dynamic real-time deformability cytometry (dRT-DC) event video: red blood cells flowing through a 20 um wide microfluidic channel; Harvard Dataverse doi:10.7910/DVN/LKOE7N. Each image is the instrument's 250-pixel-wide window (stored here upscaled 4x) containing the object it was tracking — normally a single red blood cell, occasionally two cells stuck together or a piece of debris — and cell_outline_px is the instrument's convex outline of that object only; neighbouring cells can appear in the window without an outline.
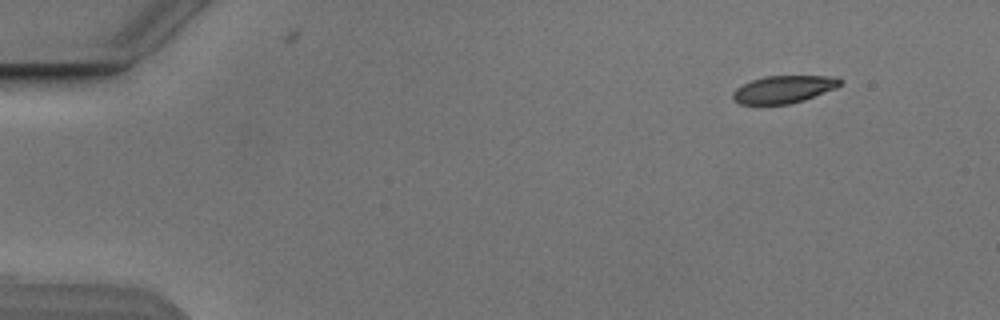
{"species": "Egyptian fruit bat (a non-hibernating species)", "species_latin": "Rousettus aegyptiacus", "temperature_condition": "cold", "stored_images_in_passage": 3, "camera_frame_rate_fps": 3000, "um_per_image_px": 0.085, "animal": {"sex": "male"}, "frame": {"image": 1, "passage_image": 1, "time_ms": 0.0, "image_size_px": [1000, 320], "cell_outline_px": [[844, 80], [836, 88], [804, 100], [788, 104], [740, 104], [732, 100], [732, 92], [736, 88], [752, 80], [764, 76], [840, 76]], "centroid_in_image_um": [66.63, 7.58], "position_along_channel_um": 18.4, "area_um2": 17.28}}